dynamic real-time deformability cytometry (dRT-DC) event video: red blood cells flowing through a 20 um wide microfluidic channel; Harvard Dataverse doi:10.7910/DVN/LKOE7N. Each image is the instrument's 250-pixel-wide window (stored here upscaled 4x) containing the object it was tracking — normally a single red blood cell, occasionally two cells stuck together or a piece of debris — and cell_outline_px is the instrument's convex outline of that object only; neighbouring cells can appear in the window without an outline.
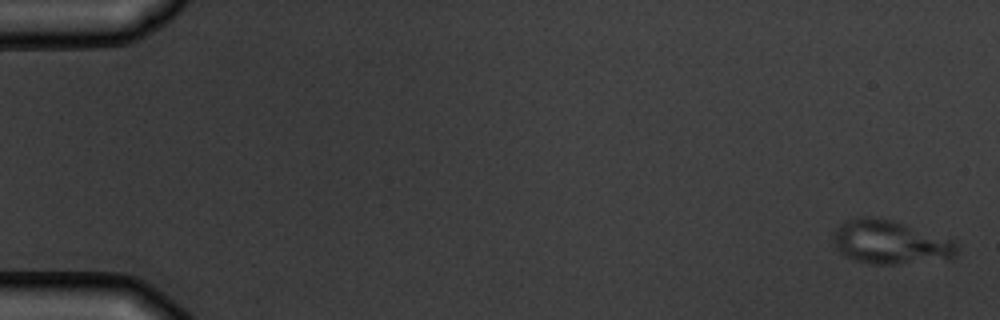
{"species": "common noctule bat (a hibernating species)", "species_latin": "Nyctalus noctula", "temperature_condition": "warm", "stored_images_in_passage": 5, "camera_frame_rate_fps": 3000, "um_per_image_px": 0.085, "animal": {"sex": "male", "body_mass_g": 19.5, "forearm_length_mm": 54.6}, "frame": {"image": 1, "passage_image": 1, "time_ms": 0.0, "image_size_px": [1000, 320], "cell_outline_px": [[956, 256], [952, 260], [896, 264], [872, 264], [856, 260], [840, 252], [836, 248], [832, 240], [832, 232], [844, 220], [860, 216], [872, 216], [892, 220], [956, 240]], "centroid_in_image_um": [75.69, 20.59], "position_along_channel_um": 9.3, "area_um2": 32.02}}